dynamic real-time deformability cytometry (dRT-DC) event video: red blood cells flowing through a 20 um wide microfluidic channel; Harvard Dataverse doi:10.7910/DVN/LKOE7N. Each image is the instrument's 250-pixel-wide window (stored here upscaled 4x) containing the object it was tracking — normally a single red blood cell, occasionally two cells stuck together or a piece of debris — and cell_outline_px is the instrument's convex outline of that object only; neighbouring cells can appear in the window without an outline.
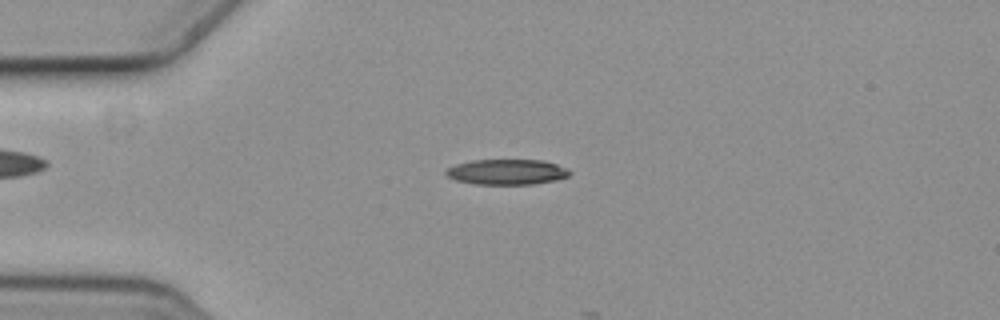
{"species": "common noctule bat (a hibernating species)", "species_latin": "Nyctalus noctula", "temperature_condition": "cold", "stored_images_in_passage": 4, "camera_frame_rate_fps": 3000, "um_per_image_px": 0.085, "animal": {"sex": "female", "body_mass_g": 19.3, "forearm_length_mm": 54.1}, "frame": {"image": 1, "passage_image": 3, "time_ms": 0.667, "image_size_px": [1000, 320], "cell_outline_px": [[572, 172], [568, 176], [556, 180], [532, 184], [476, 184], [456, 180], [448, 176], [444, 172], [448, 168], [456, 164], [472, 160], [544, 160], [568, 168]], "centroid_in_image_um": [43.11, 14.61], "position_along_channel_um": 41.9, "area_um2": 18.26}}